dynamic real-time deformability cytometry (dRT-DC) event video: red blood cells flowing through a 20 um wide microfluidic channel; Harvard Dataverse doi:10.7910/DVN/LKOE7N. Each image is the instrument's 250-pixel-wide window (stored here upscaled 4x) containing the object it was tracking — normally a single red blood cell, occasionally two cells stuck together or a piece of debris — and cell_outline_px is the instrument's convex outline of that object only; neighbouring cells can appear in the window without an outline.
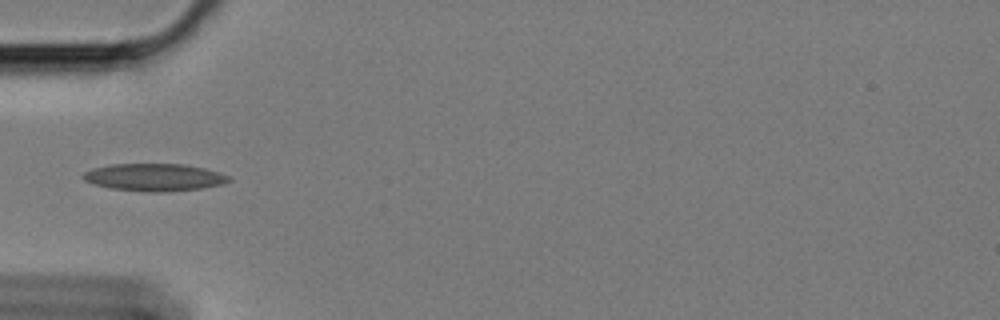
{"species": "Egyptian fruit bat (a non-hibernating species)", "species_latin": "Rousettus aegyptiacus", "temperature_condition": "cold", "stored_images_in_passage": 35, "camera_frame_rate_fps": 3000, "um_per_image_px": 0.085, "animal": {"sex": "female"}, "frame": {"image": 1, "passage_image": 1, "time_ms": 0.0, "image_size_px": [1000, 320], "cell_outline_px": [[232, 180], [224, 184], [204, 188], [164, 192], [148, 192], [112, 188], [92, 184], [84, 180], [80, 176], [84, 172], [92, 168], [112, 164], [184, 164], [204, 168], [228, 176]], "centroid_in_image_um": [13.09, 15.07], "position_along_channel_um": 71.9, "area_um2": 23.35}}
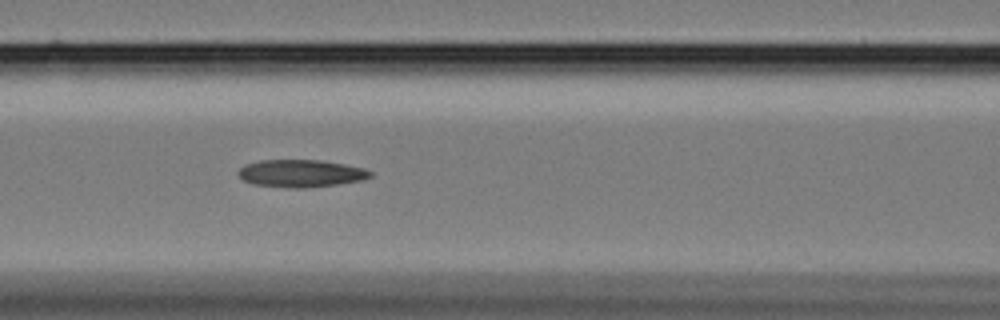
{"frame": {"image": 2, "passage_image": 7, "time_ms": 2.0, "image_size_px": [1000, 320], "cell_outline_px": [[372, 176], [364, 180], [336, 184], [304, 188], [288, 188], [252, 184], [244, 180], [236, 172], [244, 164], [260, 160], [320, 160], [344, 164], [364, 168], [372, 172]], "centroid_in_image_um": [25.56, 14.74], "position_along_channel_um": 141.0, "area_um2": 21.21}}
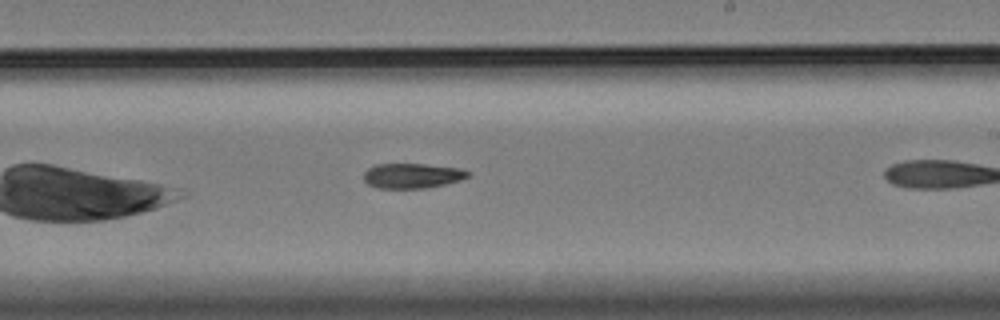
{"frame": {"image": 3, "passage_image": 13, "time_ms": 4.0, "image_size_px": [1000, 320], "cell_outline_px": [[472, 172], [468, 176], [460, 180], [428, 188], [376, 188], [368, 184], [364, 180], [364, 172], [368, 168], [376, 164], [424, 164], [460, 168]], "centroid_in_image_um": [35.03, 14.94], "position_along_channel_um": 254.0, "area_um2": 15.2}}